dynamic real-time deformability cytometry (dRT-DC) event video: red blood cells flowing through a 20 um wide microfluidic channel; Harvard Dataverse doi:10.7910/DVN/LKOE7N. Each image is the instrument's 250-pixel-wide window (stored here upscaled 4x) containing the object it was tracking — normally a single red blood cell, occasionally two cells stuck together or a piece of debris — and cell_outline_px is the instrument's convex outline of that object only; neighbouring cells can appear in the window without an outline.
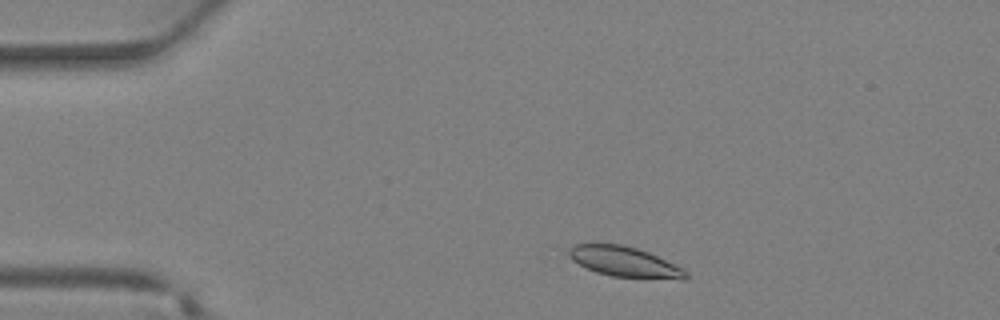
{"species": "Egyptian fruit bat (a non-hibernating species)", "species_latin": "Rousettus aegyptiacus", "temperature_condition": "warm", "stored_images_in_passage": 31, "camera_frame_rate_fps": 3000, "um_per_image_px": 0.085, "animal": {"sex": "female"}, "frame": {"image": 1, "passage_image": 1, "time_ms": 0.0, "image_size_px": [1000, 320], "cell_outline_px": [[688, 276], [680, 280], [612, 276], [596, 272], [572, 260], [564, 252], [568, 248], [576, 244], [588, 240], [596, 240], [624, 244], [648, 252], [684, 268], [688, 272]], "centroid_in_image_um": [53.0, 22.19], "position_along_channel_um": 32.0, "area_um2": 21.56}}
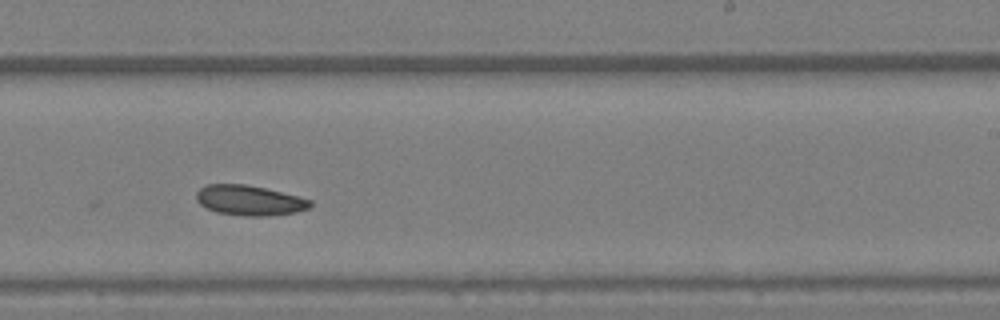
{"frame": {"image": 2, "passage_image": 17, "time_ms": 5.333, "image_size_px": [1000, 320], "cell_outline_px": [[312, 204], [308, 208], [296, 212], [268, 216], [244, 216], [216, 212], [200, 204], [196, 200], [196, 192], [200, 188], [208, 184], [244, 184], [264, 188], [312, 200]], "centroid_in_image_um": [21.18, 17.03], "position_along_channel_um": 267.8, "area_um2": 19.83}}
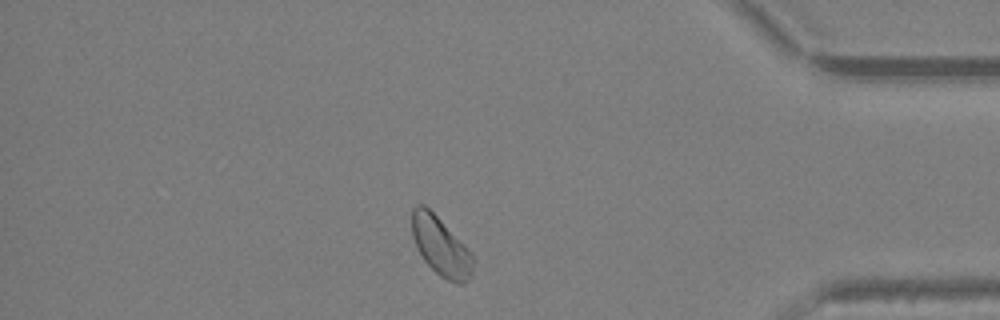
{"frame": {"image": 3, "passage_image": 26, "time_ms": 8.333, "image_size_px": [1000, 320], "cell_outline_px": [[472, 272], [468, 280], [464, 284], [456, 284], [440, 276], [424, 260], [416, 248], [412, 236], [412, 208], [416, 204], [424, 204], [440, 220], [472, 256]], "centroid_in_image_um": [37.4, 20.95], "position_along_channel_um": 397.8, "area_um2": 20.29}}